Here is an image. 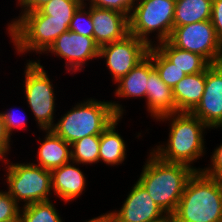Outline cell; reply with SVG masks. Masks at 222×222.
<instances>
[{"instance_id": "cell-26", "label": "cell", "mask_w": 222, "mask_h": 222, "mask_svg": "<svg viewBox=\"0 0 222 222\" xmlns=\"http://www.w3.org/2000/svg\"><path fill=\"white\" fill-rule=\"evenodd\" d=\"M85 0H50L38 10L50 19L57 21H71L74 13Z\"/></svg>"}, {"instance_id": "cell-4", "label": "cell", "mask_w": 222, "mask_h": 222, "mask_svg": "<svg viewBox=\"0 0 222 222\" xmlns=\"http://www.w3.org/2000/svg\"><path fill=\"white\" fill-rule=\"evenodd\" d=\"M122 116L123 108L116 101L90 98L67 111L51 130L71 145L84 137L101 135L117 117Z\"/></svg>"}, {"instance_id": "cell-21", "label": "cell", "mask_w": 222, "mask_h": 222, "mask_svg": "<svg viewBox=\"0 0 222 222\" xmlns=\"http://www.w3.org/2000/svg\"><path fill=\"white\" fill-rule=\"evenodd\" d=\"M121 118L117 117L100 135L99 161L107 165L122 164L126 158V143L115 130Z\"/></svg>"}, {"instance_id": "cell-33", "label": "cell", "mask_w": 222, "mask_h": 222, "mask_svg": "<svg viewBox=\"0 0 222 222\" xmlns=\"http://www.w3.org/2000/svg\"><path fill=\"white\" fill-rule=\"evenodd\" d=\"M10 141L11 138L5 130L2 114L0 113V161L6 159V155L11 148Z\"/></svg>"}, {"instance_id": "cell-30", "label": "cell", "mask_w": 222, "mask_h": 222, "mask_svg": "<svg viewBox=\"0 0 222 222\" xmlns=\"http://www.w3.org/2000/svg\"><path fill=\"white\" fill-rule=\"evenodd\" d=\"M210 159V167L200 169V171H202L208 177L222 180V144L214 149V152Z\"/></svg>"}, {"instance_id": "cell-22", "label": "cell", "mask_w": 222, "mask_h": 222, "mask_svg": "<svg viewBox=\"0 0 222 222\" xmlns=\"http://www.w3.org/2000/svg\"><path fill=\"white\" fill-rule=\"evenodd\" d=\"M213 0H176L174 27L211 19Z\"/></svg>"}, {"instance_id": "cell-36", "label": "cell", "mask_w": 222, "mask_h": 222, "mask_svg": "<svg viewBox=\"0 0 222 222\" xmlns=\"http://www.w3.org/2000/svg\"><path fill=\"white\" fill-rule=\"evenodd\" d=\"M5 222H21V218H17V219H13V220H8V221H5Z\"/></svg>"}, {"instance_id": "cell-1", "label": "cell", "mask_w": 222, "mask_h": 222, "mask_svg": "<svg viewBox=\"0 0 222 222\" xmlns=\"http://www.w3.org/2000/svg\"><path fill=\"white\" fill-rule=\"evenodd\" d=\"M195 170L182 163H169L160 160L150 151L137 180L148 192L153 201L171 217L179 204L188 179Z\"/></svg>"}, {"instance_id": "cell-10", "label": "cell", "mask_w": 222, "mask_h": 222, "mask_svg": "<svg viewBox=\"0 0 222 222\" xmlns=\"http://www.w3.org/2000/svg\"><path fill=\"white\" fill-rule=\"evenodd\" d=\"M149 47L129 33L121 40L100 46L98 58H105L113 81L117 82L147 56Z\"/></svg>"}, {"instance_id": "cell-11", "label": "cell", "mask_w": 222, "mask_h": 222, "mask_svg": "<svg viewBox=\"0 0 222 222\" xmlns=\"http://www.w3.org/2000/svg\"><path fill=\"white\" fill-rule=\"evenodd\" d=\"M111 216L112 222H170V217L138 181L130 190L121 209L112 211Z\"/></svg>"}, {"instance_id": "cell-3", "label": "cell", "mask_w": 222, "mask_h": 222, "mask_svg": "<svg viewBox=\"0 0 222 222\" xmlns=\"http://www.w3.org/2000/svg\"><path fill=\"white\" fill-rule=\"evenodd\" d=\"M170 222H222V180L195 171Z\"/></svg>"}, {"instance_id": "cell-14", "label": "cell", "mask_w": 222, "mask_h": 222, "mask_svg": "<svg viewBox=\"0 0 222 222\" xmlns=\"http://www.w3.org/2000/svg\"><path fill=\"white\" fill-rule=\"evenodd\" d=\"M93 39L100 47L129 34L128 17L118 11L91 6Z\"/></svg>"}, {"instance_id": "cell-2", "label": "cell", "mask_w": 222, "mask_h": 222, "mask_svg": "<svg viewBox=\"0 0 222 222\" xmlns=\"http://www.w3.org/2000/svg\"><path fill=\"white\" fill-rule=\"evenodd\" d=\"M158 119L171 121L169 139L166 146L158 145L152 153L165 162L182 163L200 171L201 168L197 169L191 164L205 153L203 131L209 128L189 112L167 114Z\"/></svg>"}, {"instance_id": "cell-7", "label": "cell", "mask_w": 222, "mask_h": 222, "mask_svg": "<svg viewBox=\"0 0 222 222\" xmlns=\"http://www.w3.org/2000/svg\"><path fill=\"white\" fill-rule=\"evenodd\" d=\"M7 164V186L8 193L19 204L25 202L23 206L36 202L49 200L52 195L51 171L35 165V163H9Z\"/></svg>"}, {"instance_id": "cell-34", "label": "cell", "mask_w": 222, "mask_h": 222, "mask_svg": "<svg viewBox=\"0 0 222 222\" xmlns=\"http://www.w3.org/2000/svg\"><path fill=\"white\" fill-rule=\"evenodd\" d=\"M49 1L50 0H22L19 3L20 7L22 8L21 13L36 11Z\"/></svg>"}, {"instance_id": "cell-28", "label": "cell", "mask_w": 222, "mask_h": 222, "mask_svg": "<svg viewBox=\"0 0 222 222\" xmlns=\"http://www.w3.org/2000/svg\"><path fill=\"white\" fill-rule=\"evenodd\" d=\"M21 208L8 191H0V222L20 217Z\"/></svg>"}, {"instance_id": "cell-19", "label": "cell", "mask_w": 222, "mask_h": 222, "mask_svg": "<svg viewBox=\"0 0 222 222\" xmlns=\"http://www.w3.org/2000/svg\"><path fill=\"white\" fill-rule=\"evenodd\" d=\"M149 77V56L141 60L127 75L116 83L115 95L119 98H146Z\"/></svg>"}, {"instance_id": "cell-15", "label": "cell", "mask_w": 222, "mask_h": 222, "mask_svg": "<svg viewBox=\"0 0 222 222\" xmlns=\"http://www.w3.org/2000/svg\"><path fill=\"white\" fill-rule=\"evenodd\" d=\"M146 86V105L151 117L158 120L159 117L177 113L172 89L160 78L149 57V77Z\"/></svg>"}, {"instance_id": "cell-25", "label": "cell", "mask_w": 222, "mask_h": 222, "mask_svg": "<svg viewBox=\"0 0 222 222\" xmlns=\"http://www.w3.org/2000/svg\"><path fill=\"white\" fill-rule=\"evenodd\" d=\"M51 200L36 202L22 207L21 222H63Z\"/></svg>"}, {"instance_id": "cell-27", "label": "cell", "mask_w": 222, "mask_h": 222, "mask_svg": "<svg viewBox=\"0 0 222 222\" xmlns=\"http://www.w3.org/2000/svg\"><path fill=\"white\" fill-rule=\"evenodd\" d=\"M87 4L84 2L74 13L70 21L69 30L80 35L93 37V20L91 17V5L85 10Z\"/></svg>"}, {"instance_id": "cell-6", "label": "cell", "mask_w": 222, "mask_h": 222, "mask_svg": "<svg viewBox=\"0 0 222 222\" xmlns=\"http://www.w3.org/2000/svg\"><path fill=\"white\" fill-rule=\"evenodd\" d=\"M176 0H137L129 21V33L153 46L150 33L157 32V42L169 39L174 27Z\"/></svg>"}, {"instance_id": "cell-13", "label": "cell", "mask_w": 222, "mask_h": 222, "mask_svg": "<svg viewBox=\"0 0 222 222\" xmlns=\"http://www.w3.org/2000/svg\"><path fill=\"white\" fill-rule=\"evenodd\" d=\"M208 128L222 127V62L205 70V90L198 105L190 112Z\"/></svg>"}, {"instance_id": "cell-32", "label": "cell", "mask_w": 222, "mask_h": 222, "mask_svg": "<svg viewBox=\"0 0 222 222\" xmlns=\"http://www.w3.org/2000/svg\"><path fill=\"white\" fill-rule=\"evenodd\" d=\"M216 35L222 43V0H213L211 19Z\"/></svg>"}, {"instance_id": "cell-5", "label": "cell", "mask_w": 222, "mask_h": 222, "mask_svg": "<svg viewBox=\"0 0 222 222\" xmlns=\"http://www.w3.org/2000/svg\"><path fill=\"white\" fill-rule=\"evenodd\" d=\"M70 21L50 19L39 10L22 13L8 24V33L18 54L45 53L63 32L69 30Z\"/></svg>"}, {"instance_id": "cell-18", "label": "cell", "mask_w": 222, "mask_h": 222, "mask_svg": "<svg viewBox=\"0 0 222 222\" xmlns=\"http://www.w3.org/2000/svg\"><path fill=\"white\" fill-rule=\"evenodd\" d=\"M205 90V71L188 74L173 88L172 95L178 112H191L200 102Z\"/></svg>"}, {"instance_id": "cell-35", "label": "cell", "mask_w": 222, "mask_h": 222, "mask_svg": "<svg viewBox=\"0 0 222 222\" xmlns=\"http://www.w3.org/2000/svg\"><path fill=\"white\" fill-rule=\"evenodd\" d=\"M86 222H112L111 212L89 219V221Z\"/></svg>"}, {"instance_id": "cell-29", "label": "cell", "mask_w": 222, "mask_h": 222, "mask_svg": "<svg viewBox=\"0 0 222 222\" xmlns=\"http://www.w3.org/2000/svg\"><path fill=\"white\" fill-rule=\"evenodd\" d=\"M91 6L115 10L125 14L128 18L137 0H87Z\"/></svg>"}, {"instance_id": "cell-12", "label": "cell", "mask_w": 222, "mask_h": 222, "mask_svg": "<svg viewBox=\"0 0 222 222\" xmlns=\"http://www.w3.org/2000/svg\"><path fill=\"white\" fill-rule=\"evenodd\" d=\"M59 56L66 60L68 72H78L84 68L86 61L99 57V46L93 37L80 35L71 30L61 33L46 53ZM68 66V67H67ZM83 66V67H82Z\"/></svg>"}, {"instance_id": "cell-31", "label": "cell", "mask_w": 222, "mask_h": 222, "mask_svg": "<svg viewBox=\"0 0 222 222\" xmlns=\"http://www.w3.org/2000/svg\"><path fill=\"white\" fill-rule=\"evenodd\" d=\"M10 111L1 112V114H2V118H3L5 130L11 138V135H12L14 129L15 130L16 129L17 130L24 129L26 127L25 125H27V124H26L25 119L21 118V116H20L21 119H19V117L16 116L17 114L15 115V113H14L15 111H13V110H12L13 112L12 111L10 112Z\"/></svg>"}, {"instance_id": "cell-16", "label": "cell", "mask_w": 222, "mask_h": 222, "mask_svg": "<svg viewBox=\"0 0 222 222\" xmlns=\"http://www.w3.org/2000/svg\"><path fill=\"white\" fill-rule=\"evenodd\" d=\"M74 164V161H70L51 170L52 190L67 202L79 197L86 188V177Z\"/></svg>"}, {"instance_id": "cell-23", "label": "cell", "mask_w": 222, "mask_h": 222, "mask_svg": "<svg viewBox=\"0 0 222 222\" xmlns=\"http://www.w3.org/2000/svg\"><path fill=\"white\" fill-rule=\"evenodd\" d=\"M100 135H90L71 144V161L78 164L99 162Z\"/></svg>"}, {"instance_id": "cell-17", "label": "cell", "mask_w": 222, "mask_h": 222, "mask_svg": "<svg viewBox=\"0 0 222 222\" xmlns=\"http://www.w3.org/2000/svg\"><path fill=\"white\" fill-rule=\"evenodd\" d=\"M46 132L41 146L38 148V164L47 170H53L71 161V145L56 135L51 129Z\"/></svg>"}, {"instance_id": "cell-8", "label": "cell", "mask_w": 222, "mask_h": 222, "mask_svg": "<svg viewBox=\"0 0 222 222\" xmlns=\"http://www.w3.org/2000/svg\"><path fill=\"white\" fill-rule=\"evenodd\" d=\"M38 61V62H37ZM29 60L24 70V91L28 105L38 123L39 129L47 130L54 126L55 98L53 84L40 60Z\"/></svg>"}, {"instance_id": "cell-20", "label": "cell", "mask_w": 222, "mask_h": 222, "mask_svg": "<svg viewBox=\"0 0 222 222\" xmlns=\"http://www.w3.org/2000/svg\"><path fill=\"white\" fill-rule=\"evenodd\" d=\"M158 44L154 43L155 47L187 75L204 72L211 65L201 55L179 49L173 46L168 40L159 42Z\"/></svg>"}, {"instance_id": "cell-24", "label": "cell", "mask_w": 222, "mask_h": 222, "mask_svg": "<svg viewBox=\"0 0 222 222\" xmlns=\"http://www.w3.org/2000/svg\"><path fill=\"white\" fill-rule=\"evenodd\" d=\"M160 78L172 89L187 74L169 61L156 47L150 46L147 54Z\"/></svg>"}, {"instance_id": "cell-9", "label": "cell", "mask_w": 222, "mask_h": 222, "mask_svg": "<svg viewBox=\"0 0 222 222\" xmlns=\"http://www.w3.org/2000/svg\"><path fill=\"white\" fill-rule=\"evenodd\" d=\"M168 41L179 49L201 55L210 64L222 62V43L210 20L173 27Z\"/></svg>"}]
</instances>
